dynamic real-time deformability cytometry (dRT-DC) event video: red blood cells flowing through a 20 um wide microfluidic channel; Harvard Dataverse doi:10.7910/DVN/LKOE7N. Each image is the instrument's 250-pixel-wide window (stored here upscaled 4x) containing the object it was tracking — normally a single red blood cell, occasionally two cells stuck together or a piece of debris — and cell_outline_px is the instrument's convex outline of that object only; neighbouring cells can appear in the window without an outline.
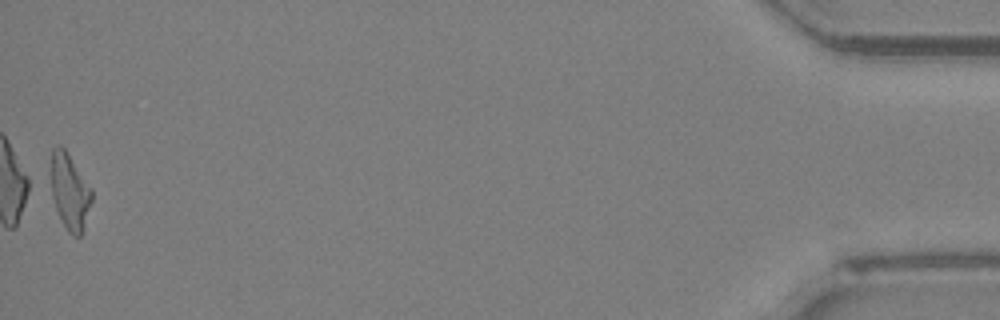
{"species": "Egyptian fruit bat (a non-hibernating species)", "species_latin": "Rousettus aegyptiacus", "temperature_condition": "room temperature", "stored_images_in_passage": 47, "camera_frame_rate_fps": 3000, "um_per_image_px": 0.085, "animal": {"sex": "female"}, "frame": {"image": 1, "passage_image": 47, "time_ms": 15.333, "image_size_px": [1000, 320], "cell_outline_px": [[92, 200], [80, 236], [72, 236], [68, 232], [56, 208], [52, 196], [52, 148], [60, 144], [64, 148], [92, 188]], "centroid_in_image_um": [5.94, 16.27], "position_along_channel_um": 429.3, "area_um2": 17.57}, "authors_computed_cell_mechanics": {"area_um2": 18.0336, "velocity_mm_per_s": 4.0316, "shape_relaxation_time_tau1_ms": 5.1559, "shape_relaxation_time_tau2_ms": 2.9496, "deformation_change_tau1": 0.2139, "deformation_change_tau2": 0.1496}}